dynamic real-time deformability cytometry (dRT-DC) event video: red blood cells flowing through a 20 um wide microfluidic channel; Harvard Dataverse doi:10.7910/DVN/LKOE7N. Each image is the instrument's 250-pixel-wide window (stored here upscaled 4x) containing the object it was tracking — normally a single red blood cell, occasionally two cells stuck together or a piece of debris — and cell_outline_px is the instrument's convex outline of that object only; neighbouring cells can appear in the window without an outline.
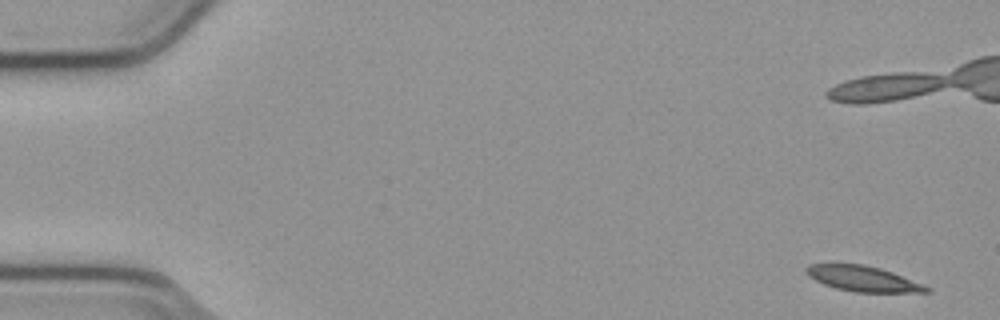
{"species": "common noctule bat (a hibernating species)", "species_latin": "Nyctalus noctula", "temperature_condition": "cold", "stored_images_in_passage": 46, "camera_frame_rate_fps": 3000, "um_per_image_px": 0.085, "animal": {"sex": "male", "body_mass_g": 23.1, "forearm_length_mm": 52.7}, "frame": {"image": 1, "passage_image": 1, "time_ms": 0.0, "image_size_px": [1000, 320], "cell_outline_px": [[932, 292], [856, 292], [836, 288], [824, 284], [808, 276], [804, 272], [804, 268], [808, 264], [864, 264], [880, 268], [892, 272], [924, 284], [932, 288]], "centroid_in_image_um": [73.36, 23.69], "position_along_channel_um": 11.6, "area_um2": 17.86}}